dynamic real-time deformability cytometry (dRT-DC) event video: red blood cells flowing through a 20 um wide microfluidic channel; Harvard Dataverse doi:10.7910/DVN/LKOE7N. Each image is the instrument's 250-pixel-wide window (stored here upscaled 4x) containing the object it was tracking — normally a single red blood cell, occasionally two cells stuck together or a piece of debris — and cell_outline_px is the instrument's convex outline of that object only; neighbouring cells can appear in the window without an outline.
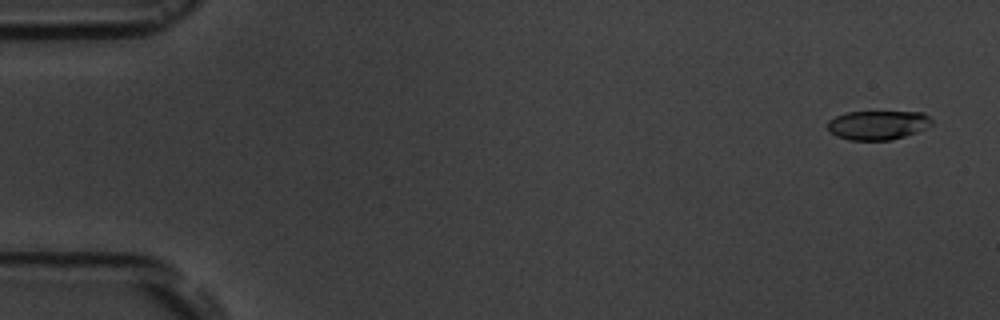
{"species": "common noctule bat (a hibernating species)", "species_latin": "Nyctalus noctula", "temperature_condition": "room temperature", "stored_images_in_passage": 4, "camera_frame_rate_fps": 3000, "um_per_image_px": 0.085, "animal": {"sex": "male", "body_mass_g": 19.5, "forearm_length_mm": 54.6}, "frame": {"image": 1, "passage_image": 1, "time_ms": 0.0, "image_size_px": [1000, 320], "cell_outline_px": [[932, 124], [916, 132], [892, 140], [848, 140], [836, 136], [828, 128], [828, 120], [844, 112], [924, 112], [932, 120]], "centroid_in_image_um": [74.6, 10.63], "position_along_channel_um": 10.4, "area_um2": 17.63}}
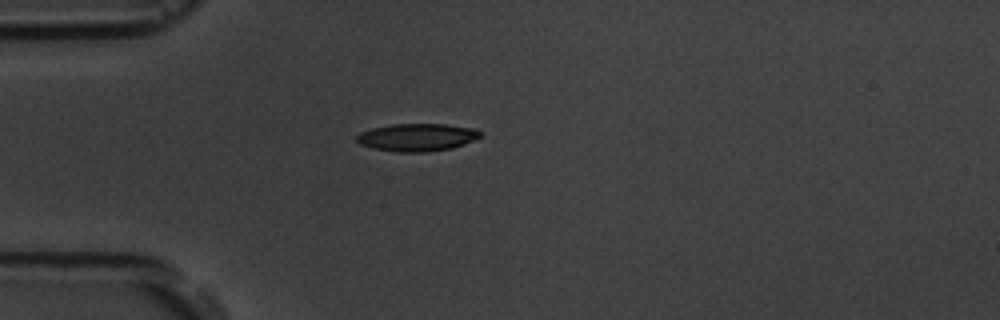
{"frame": {"image": 2, "passage_image": 4, "time_ms": 4.333, "image_size_px": [1000, 320], "cell_outline_px": [[480, 136], [464, 144], [452, 148], [424, 152], [396, 152], [372, 148], [360, 144], [356, 140], [356, 136], [360, 132], [372, 128], [392, 124], [444, 124], [476, 128], [480, 132]], "centroid_in_image_um": [35.42, 11.67], "position_along_channel_um": 49.6, "area_um2": 19.88}}